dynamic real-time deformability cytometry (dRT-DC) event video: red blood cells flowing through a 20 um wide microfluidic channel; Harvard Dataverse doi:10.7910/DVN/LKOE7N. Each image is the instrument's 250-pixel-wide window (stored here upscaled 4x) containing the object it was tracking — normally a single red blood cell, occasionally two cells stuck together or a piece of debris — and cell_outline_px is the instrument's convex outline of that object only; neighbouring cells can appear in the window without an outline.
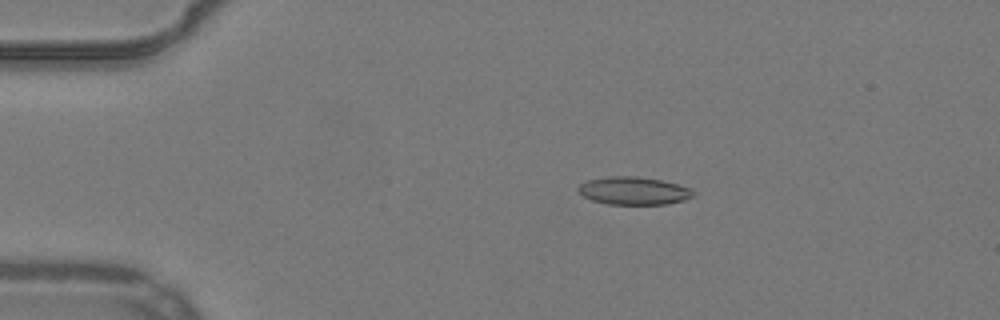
{"species": "common noctule bat (a hibernating species)", "species_latin": "Nyctalus noctula", "temperature_condition": "warm", "stored_images_in_passage": 45, "camera_frame_rate_fps": 3000, "um_per_image_px": 0.085, "animal": {"sex": "male", "body_mass_g": 19.2, "forearm_length_mm": 51.8}, "frame": {"image": 1, "passage_image": 2, "time_ms": 0.333, "image_size_px": [1000, 320], "cell_outline_px": [[696, 196], [684, 200], [668, 204], [608, 204], [592, 200], [584, 196], [576, 188], [580, 184], [588, 180], [608, 176], [636, 176], [660, 180], [692, 188], [696, 192]], "centroid_in_image_um": [53.9, 16.22], "position_along_channel_um": 31.1, "area_um2": 18.73}}
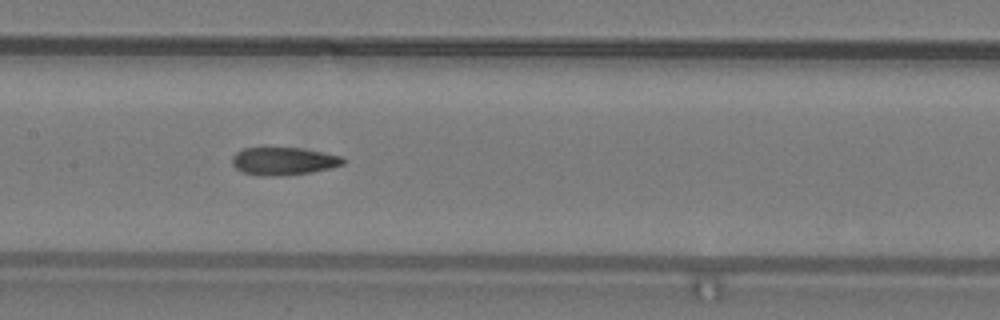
{"frame": {"image": 2, "passage_image": 18, "time_ms": 5.667, "image_size_px": [1000, 320], "cell_outline_px": [[344, 164], [332, 168], [308, 172], [280, 176], [256, 176], [244, 172], [236, 168], [232, 164], [232, 156], [236, 152], [244, 148], [300, 148], [344, 156]], "centroid_in_image_um": [24.1, 13.7], "position_along_channel_um": 183.3, "area_um2": 17.98}}
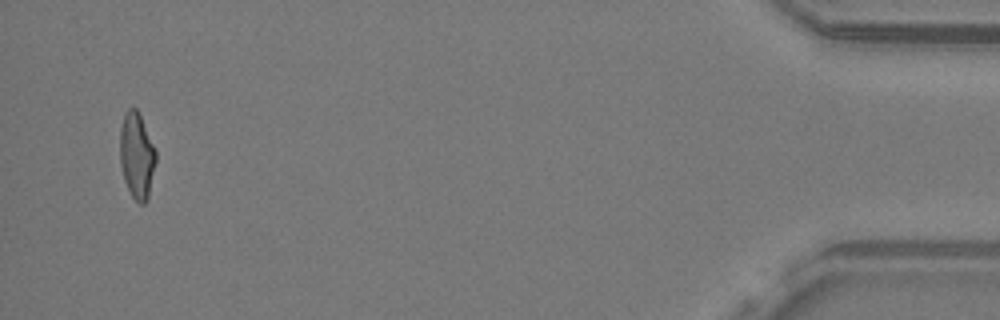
{"frame": {"image": 3, "passage_image": 43, "time_ms": 14.0, "image_size_px": [1000, 320], "cell_outline_px": [[156, 160], [148, 196], [144, 204], [140, 204], [132, 196], [124, 180], [120, 164], [120, 128], [124, 112], [128, 108], [136, 108], [156, 148]], "centroid_in_image_um": [11.62, 13.2], "position_along_channel_um": 423.6, "area_um2": 17.98}, "authors_computed_cell_mechanics": {"area_um2": 18.2648, "velocity_mm_per_s": 3.897, "shape_relaxation_time_tau1_ms": null, "shape_relaxation_time_tau2_ms": 1.943, "deformation_change_tau1": null, "deformation_change_tau2": 0.1117}}